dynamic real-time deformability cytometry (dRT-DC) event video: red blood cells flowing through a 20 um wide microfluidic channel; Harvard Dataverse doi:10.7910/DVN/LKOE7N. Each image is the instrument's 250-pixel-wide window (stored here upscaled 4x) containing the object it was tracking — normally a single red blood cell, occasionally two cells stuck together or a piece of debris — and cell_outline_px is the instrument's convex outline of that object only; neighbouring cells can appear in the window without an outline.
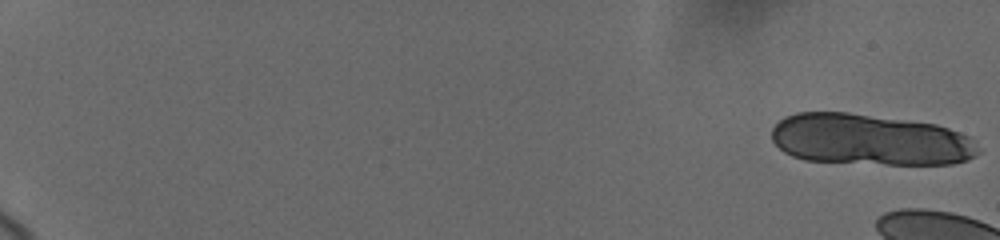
{"species": "human", "species_latin": "Homo sapiens", "temperature_condition": "cold", "stored_images_in_passage": 9, "camera_frame_rate_fps": 3000, "um_per_image_px": 0.085, "donor": {"sex": "female"}, "frame": {"image": 1, "passage_image": 1, "time_ms": 0.0, "image_size_px": [1000, 240], "cell_outline_px": [[980, 152], [976, 156], [968, 160], [952, 164], [888, 164], [804, 160], [792, 156], [784, 152], [772, 140], [772, 128], [784, 116], [796, 112], [848, 112], [936, 124], [960, 132], [976, 140], [980, 148]], "centroid_in_image_um": [73.98, 11.87], "position_along_channel_um": 11.0, "area_um2": 62.08}}